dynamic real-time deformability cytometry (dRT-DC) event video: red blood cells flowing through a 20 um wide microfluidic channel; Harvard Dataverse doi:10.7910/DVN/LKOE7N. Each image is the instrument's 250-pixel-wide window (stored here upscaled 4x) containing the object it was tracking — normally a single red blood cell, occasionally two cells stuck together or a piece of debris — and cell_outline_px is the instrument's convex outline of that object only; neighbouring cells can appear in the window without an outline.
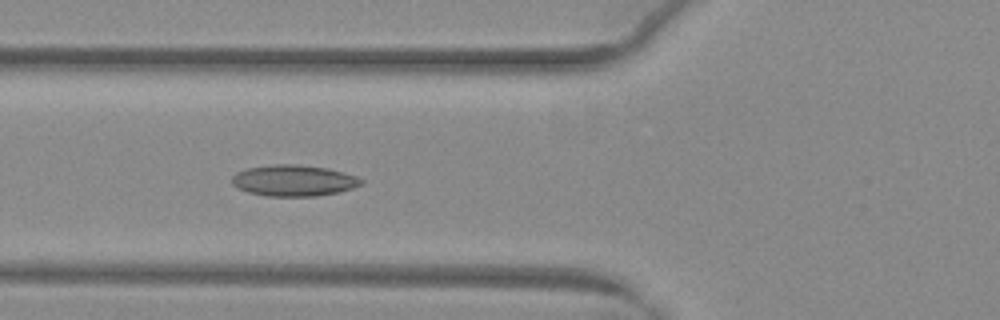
{"species": "common noctule bat (a hibernating species)", "species_latin": "Nyctalus noctula", "temperature_condition": "warm", "stored_images_in_passage": 44, "camera_frame_rate_fps": 3000, "um_per_image_px": 0.085, "animal": {"sex": "female", "body_mass_g": 29.2, "forearm_length_mm": 56.3}, "frame": {"image": 1, "passage_image": 16, "time_ms": 5.0, "image_size_px": [1000, 320], "cell_outline_px": [[364, 180], [360, 184], [352, 188], [340, 192], [316, 196], [268, 196], [248, 192], [236, 188], [232, 184], [232, 176], [236, 172], [244, 168], [276, 164], [296, 164], [328, 168], [344, 172], [356, 176]], "centroid_in_image_um": [24.94, 15.34], "position_along_channel_um": 100.9, "area_um2": 23.64}}
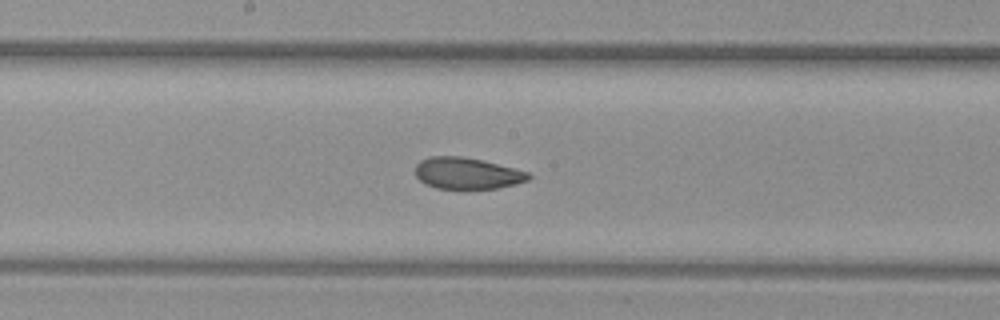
{"frame": {"image": 2, "passage_image": 24, "time_ms": 7.667, "image_size_px": [1000, 320], "cell_outline_px": [[532, 176], [528, 180], [516, 184], [496, 188], [436, 188], [424, 184], [416, 176], [416, 164], [420, 160], [428, 156], [460, 156], [480, 160], [528, 172]], "centroid_in_image_um": [39.66, 14.73], "position_along_channel_um": 208.5, "area_um2": 20.52}}
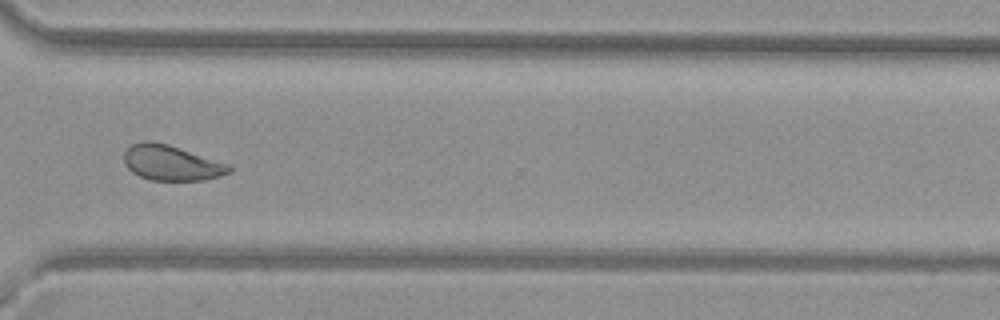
{"frame": {"image": 3, "passage_image": 35, "time_ms": 11.333, "image_size_px": [1000, 320], "cell_outline_px": [[232, 168], [228, 172], [220, 176], [204, 180], [152, 180], [140, 176], [132, 172], [124, 164], [124, 152], [132, 144], [144, 140], [148, 140], [168, 144], [228, 164]], "centroid_in_image_um": [14.52, 13.84], "position_along_channel_um": 356.1, "area_um2": 21.39}, "authors_computed_cell_mechanics": {"area_um2": 21.9351, "velocity_mm_per_s": 4.0242, "shape_relaxation_time_tau1_ms": 6.2598, "shape_relaxation_time_tau2_ms": 1.5169, "deformation_change_tau1": 0.1582, "deformation_change_tau2": 0.0695}}